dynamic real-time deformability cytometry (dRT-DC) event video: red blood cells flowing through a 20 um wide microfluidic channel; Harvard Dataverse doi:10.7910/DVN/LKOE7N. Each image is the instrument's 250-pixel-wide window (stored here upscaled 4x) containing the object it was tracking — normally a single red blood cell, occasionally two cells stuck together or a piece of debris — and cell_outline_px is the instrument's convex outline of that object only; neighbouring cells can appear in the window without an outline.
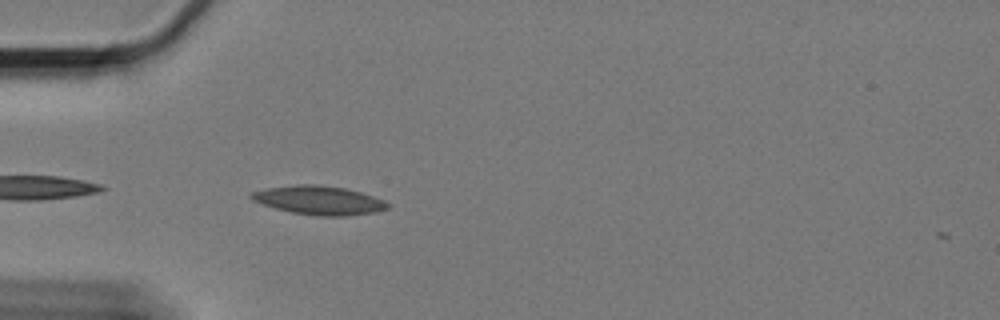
{"species": "Egyptian fruit bat (a non-hibernating species)", "species_latin": "Rousettus aegyptiacus", "temperature_condition": "cold", "stored_images_in_passage": 17, "camera_frame_rate_fps": 3000, "um_per_image_px": 0.085, "animal": {"sex": "female"}, "frame": {"image": 1, "passage_image": 2, "time_ms": 0.333, "image_size_px": [1000, 320], "cell_outline_px": [[392, 204], [388, 208], [372, 212], [344, 216], [316, 216], [292, 212], [276, 208], [252, 200], [248, 196], [252, 192], [268, 188], [296, 184], [316, 184], [344, 188], [360, 192], [384, 200]], "centroid_in_image_um": [27.12, 17.02], "position_along_channel_um": 57.9, "area_um2": 22.66}}
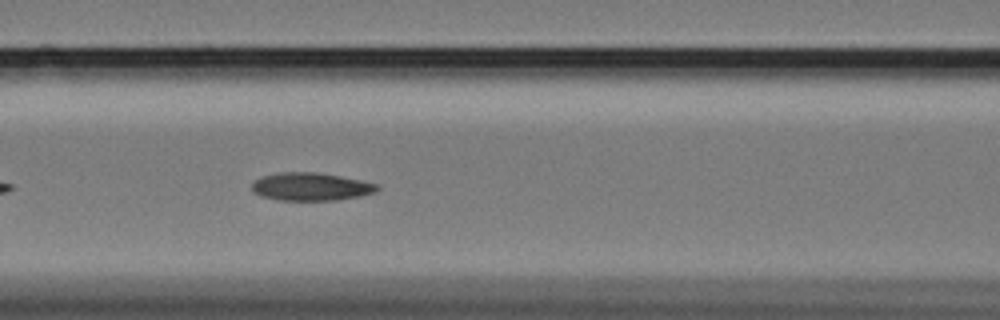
{"frame": {"image": 2, "passage_image": 10, "time_ms": 3.0, "image_size_px": [1000, 320], "cell_outline_px": [[380, 188], [376, 192], [360, 196], [336, 200], [280, 200], [260, 196], [252, 192], [252, 184], [256, 180], [264, 176], [276, 172], [316, 172], [340, 176], [380, 184]], "centroid_in_image_um": [26.44, 15.87], "position_along_channel_um": 140.2, "area_um2": 20.46}}
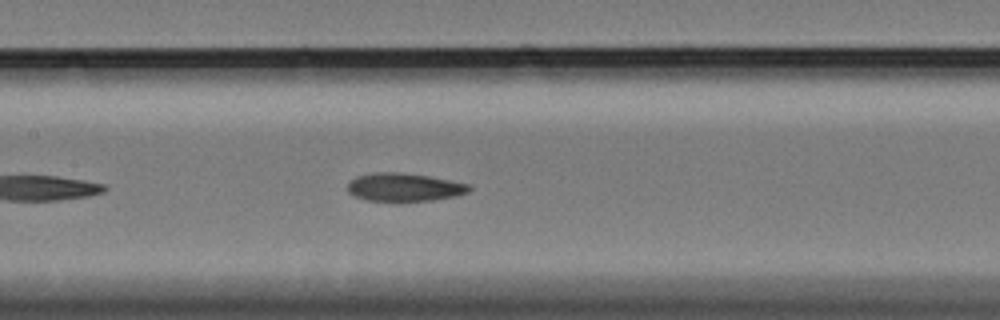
{"frame": {"image": 3, "passage_image": 13, "time_ms": 4.0, "image_size_px": [1000, 320], "cell_outline_px": [[472, 188], [468, 192], [456, 196], [432, 200], [368, 200], [356, 196], [348, 192], [348, 184], [356, 176], [376, 172], [400, 172], [428, 176], [468, 184]], "centroid_in_image_um": [34.36, 15.9], "position_along_channel_um": 173.0, "area_um2": 19.54}}